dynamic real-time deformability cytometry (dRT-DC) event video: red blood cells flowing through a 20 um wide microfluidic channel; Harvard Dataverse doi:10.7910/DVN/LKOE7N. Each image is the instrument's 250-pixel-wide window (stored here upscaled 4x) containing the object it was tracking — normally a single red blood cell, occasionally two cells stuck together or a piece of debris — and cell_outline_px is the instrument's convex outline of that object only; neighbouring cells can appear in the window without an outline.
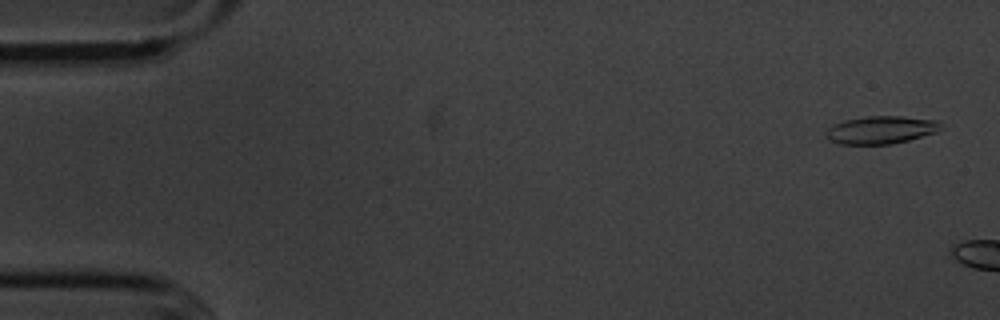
{"species": "common noctule bat (a hibernating species)", "species_latin": "Nyctalus noctula", "temperature_condition": "cold", "stored_images_in_passage": 6, "camera_frame_rate_fps": 3000, "um_per_image_px": 0.085, "animal": {"sex": "male", "body_mass_g": 20.1, "forearm_length_mm": 53.5}, "frame": {"image": 1, "passage_image": 2, "time_ms": 0.333, "image_size_px": [1000, 320], "cell_outline_px": [[940, 128], [936, 132], [908, 140], [892, 144], [840, 144], [828, 140], [824, 136], [824, 132], [828, 128], [844, 120], [868, 116], [900, 116], [940, 120]], "centroid_in_image_um": [74.85, 11.04], "position_along_channel_um": 10.2, "area_um2": 18.61}}